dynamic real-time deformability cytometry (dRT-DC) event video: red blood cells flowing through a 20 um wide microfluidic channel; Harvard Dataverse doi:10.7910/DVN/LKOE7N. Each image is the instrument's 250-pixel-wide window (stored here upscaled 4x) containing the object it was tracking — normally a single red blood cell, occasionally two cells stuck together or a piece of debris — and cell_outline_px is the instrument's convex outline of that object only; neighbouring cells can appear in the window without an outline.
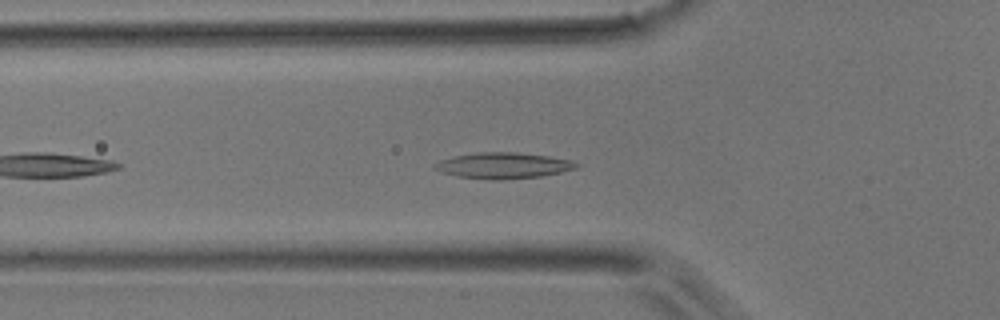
{"species": "common noctule bat (a hibernating species)", "species_latin": "Nyctalus noctula", "temperature_condition": "room temperature", "stored_images_in_passage": 32, "camera_frame_rate_fps": 3000, "um_per_image_px": 0.085, "animal": {"sex": "male", "body_mass_g": 17.9}, "frame": {"image": 1, "passage_image": 6, "time_ms": 1.667, "image_size_px": [1000, 320], "cell_outline_px": [[580, 164], [576, 168], [560, 172], [540, 176], [500, 180], [496, 180], [456, 176], [440, 172], [432, 168], [432, 164], [440, 160], [452, 156], [476, 152], [516, 152], [548, 156], [568, 160]], "centroid_in_image_um": [42.69, 14.06], "position_along_channel_um": 83.1, "area_um2": 21.44}}
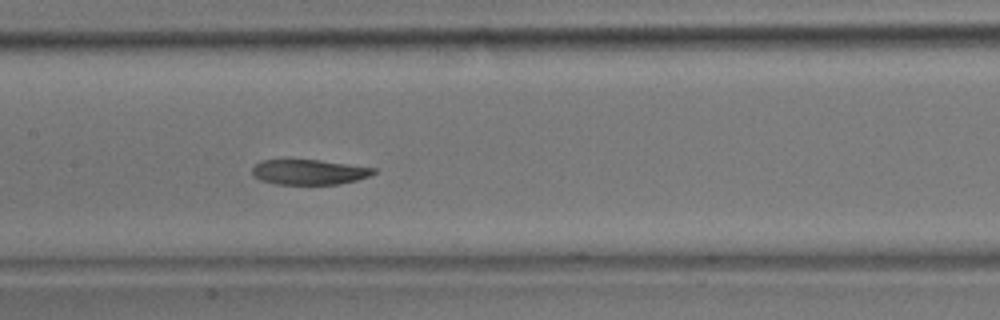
{"frame": {"image": 2, "passage_image": 13, "time_ms": 4.0, "image_size_px": [1000, 320], "cell_outline_px": [[376, 172], [368, 176], [356, 180], [340, 184], [276, 184], [260, 180], [252, 176], [252, 168], [260, 160], [320, 160], [376, 168]], "centroid_in_image_um": [26.25, 14.62], "position_along_channel_um": 181.2, "area_um2": 17.74}}
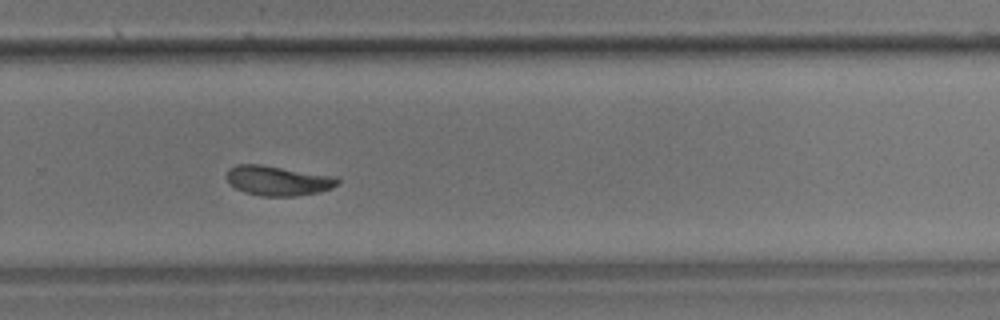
{"frame": {"image": 3, "passage_image": 22, "time_ms": 7.0, "image_size_px": [1000, 320], "cell_outline_px": [[340, 180], [332, 188], [320, 192], [296, 196], [260, 196], [244, 192], [228, 184], [224, 176], [228, 168], [236, 164], [260, 164], [336, 176]], "centroid_in_image_um": [23.57, 15.35], "position_along_channel_um": 306.2, "area_um2": 19.59}}